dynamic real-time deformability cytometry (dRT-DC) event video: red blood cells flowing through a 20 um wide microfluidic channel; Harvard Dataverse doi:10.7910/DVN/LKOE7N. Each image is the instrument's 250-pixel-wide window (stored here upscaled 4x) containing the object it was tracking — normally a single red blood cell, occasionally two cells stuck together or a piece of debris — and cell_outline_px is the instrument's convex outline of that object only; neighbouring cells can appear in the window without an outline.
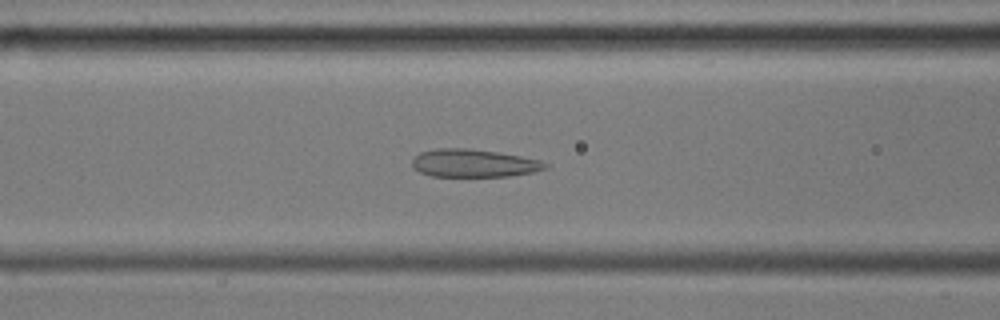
{"species": "common noctule bat (a hibernating species)", "species_latin": "Nyctalus noctula", "temperature_condition": "cold", "stored_images_in_passage": 49, "camera_frame_rate_fps": 3000, "um_per_image_px": 0.085, "animal": {"sex": "male", "body_mass_g": 17.9, "forearm_length_mm": 54.2}, "frame": {"image": 1, "passage_image": 20, "time_ms": 6.333, "image_size_px": [1000, 320], "cell_outline_px": [[548, 168], [532, 172], [508, 176], [432, 176], [420, 172], [412, 168], [412, 160], [420, 152], [436, 148], [468, 148], [496, 152], [520, 156], [540, 160], [548, 164]], "centroid_in_image_um": [40.24, 13.87], "position_along_channel_um": 126.4, "area_um2": 21.56}}
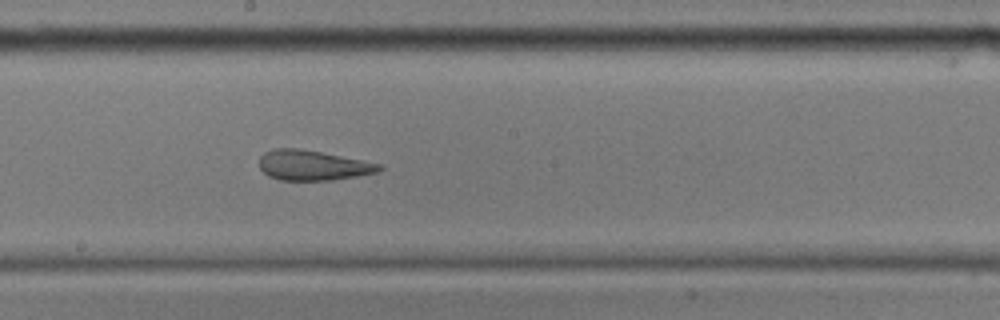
{"frame": {"image": 2, "passage_image": 28, "time_ms": 9.0, "image_size_px": [1000, 320], "cell_outline_px": [[384, 168], [380, 172], [332, 180], [280, 180], [268, 176], [260, 168], [260, 156], [264, 152], [272, 148], [300, 148], [384, 164]], "centroid_in_image_um": [26.62, 14.04], "position_along_channel_um": 221.6, "area_um2": 21.21}}
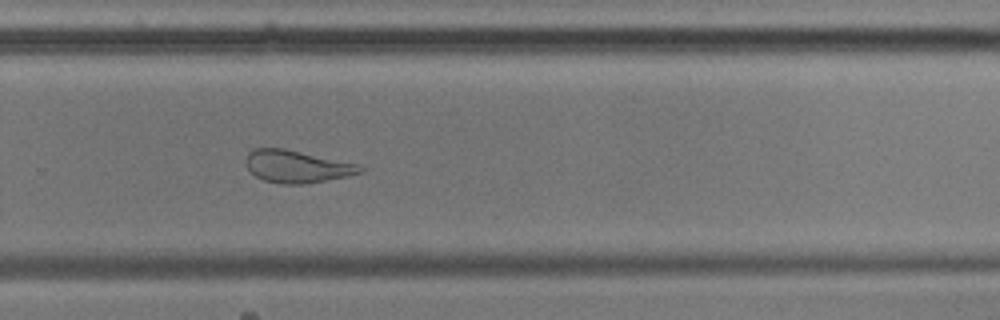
{"frame": {"image": 3, "passage_image": 35, "time_ms": 11.333, "image_size_px": [1000, 320], "cell_outline_px": [[364, 172], [348, 176], [328, 180], [304, 184], [284, 184], [264, 180], [256, 176], [244, 164], [244, 160], [248, 152], [256, 148], [284, 148], [356, 164], [364, 168]], "centroid_in_image_um": [25.2, 14.15], "position_along_channel_um": 304.6, "area_um2": 21.44}, "authors_computed_cell_mechanics": {"area_um2": 24.7384, "velocity_mm_per_s": 3.5784, "shape_relaxation_time_tau1_ms": null, "shape_relaxation_time_tau2_ms": 1.6043, "deformation_change_tau1": null, "deformation_change_tau2": 0.0862}}